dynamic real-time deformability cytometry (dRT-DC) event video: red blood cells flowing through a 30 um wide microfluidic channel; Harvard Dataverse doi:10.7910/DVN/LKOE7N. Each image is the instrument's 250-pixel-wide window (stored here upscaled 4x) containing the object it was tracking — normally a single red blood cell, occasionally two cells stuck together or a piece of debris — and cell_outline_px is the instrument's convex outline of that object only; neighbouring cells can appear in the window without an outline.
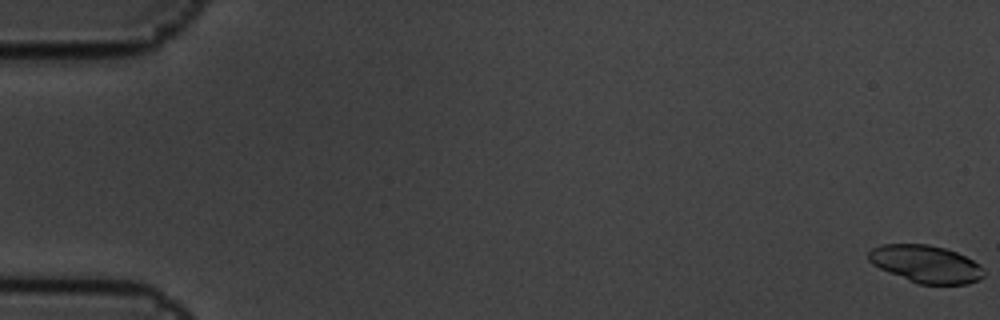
{"species": "common noctule bat (a hibernating species)", "species_latin": "Nyctalus noctula", "temperature_condition": "cold", "stored_images_in_passage": 6, "camera_frame_rate_fps": 3000, "um_per_image_px": 0.085, "animal": {"sex": "male", "body_mass_g": 19.5, "forearm_length_mm": 54.6}, "frame": {"image": 1, "passage_image": 1, "time_ms": 0.0, "image_size_px": [1000, 320], "cell_outline_px": [[984, 276], [980, 280], [968, 284], [920, 284], [880, 268], [872, 264], [868, 260], [868, 252], [872, 248], [880, 244], [928, 244], [944, 248], [956, 252], [980, 264], [984, 268]], "centroid_in_image_um": [78.72, 22.43], "position_along_channel_um": 6.3, "area_um2": 25.09}}
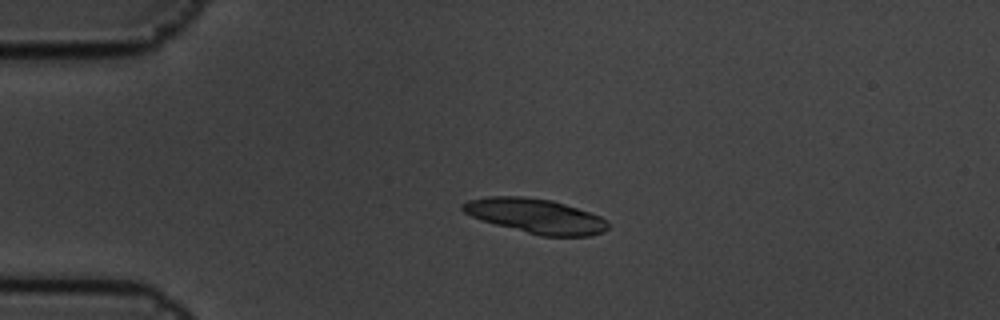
{"frame": {"image": 2, "passage_image": 5, "time_ms": 1.333, "image_size_px": [1000, 320], "cell_outline_px": [[612, 224], [604, 232], [592, 236], [540, 236], [480, 220], [464, 212], [460, 208], [460, 204], [468, 200], [488, 196], [524, 196], [552, 200], [600, 216], [608, 220]], "centroid_in_image_um": [45.54, 18.36], "position_along_channel_um": 39.5, "area_um2": 29.54}}